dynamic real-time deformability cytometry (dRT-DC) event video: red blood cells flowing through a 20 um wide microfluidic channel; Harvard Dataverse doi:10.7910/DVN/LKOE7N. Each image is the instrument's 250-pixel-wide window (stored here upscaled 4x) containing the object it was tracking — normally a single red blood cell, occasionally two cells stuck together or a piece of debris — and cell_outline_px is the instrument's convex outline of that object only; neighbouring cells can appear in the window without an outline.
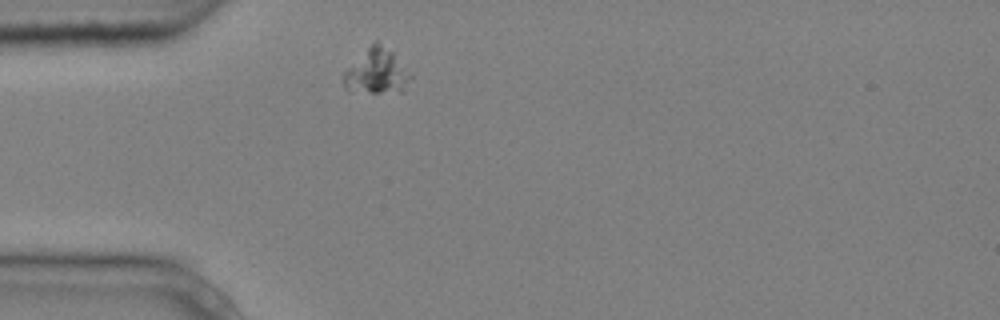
{"species": "common noctule bat (a hibernating species)", "species_latin": "Nyctalus noctula", "temperature_condition": "cold", "stored_images_in_passage": 1, "camera_frame_rate_fps": 3000, "um_per_image_px": 0.085, "animal": {"sex": "male", "body_mass_g": 20.4}, "frame": {"image": 1, "passage_image": 1, "time_ms": 0.0, "image_size_px": [1000, 320], "cell_outline_px": [[412, 76], [404, 92], [348, 92], [344, 88], [340, 76], [376, 40], [392, 52]], "centroid_in_image_um": [31.99, 6.14], "position_along_channel_um": 53.0, "area_um2": 17.4}}